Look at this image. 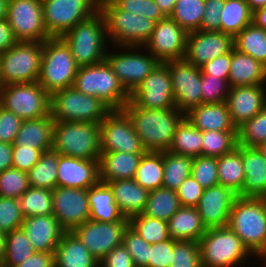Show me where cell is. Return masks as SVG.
<instances>
[{"instance_id": "cell-72", "label": "cell", "mask_w": 266, "mask_h": 267, "mask_svg": "<svg viewBox=\"0 0 266 267\" xmlns=\"http://www.w3.org/2000/svg\"><path fill=\"white\" fill-rule=\"evenodd\" d=\"M257 148L259 149L263 157L266 159V143L259 145Z\"/></svg>"}, {"instance_id": "cell-64", "label": "cell", "mask_w": 266, "mask_h": 267, "mask_svg": "<svg viewBox=\"0 0 266 267\" xmlns=\"http://www.w3.org/2000/svg\"><path fill=\"white\" fill-rule=\"evenodd\" d=\"M18 42L6 18L0 20V54Z\"/></svg>"}, {"instance_id": "cell-62", "label": "cell", "mask_w": 266, "mask_h": 267, "mask_svg": "<svg viewBox=\"0 0 266 267\" xmlns=\"http://www.w3.org/2000/svg\"><path fill=\"white\" fill-rule=\"evenodd\" d=\"M99 267H135L128 250L120 245L99 261Z\"/></svg>"}, {"instance_id": "cell-66", "label": "cell", "mask_w": 266, "mask_h": 267, "mask_svg": "<svg viewBox=\"0 0 266 267\" xmlns=\"http://www.w3.org/2000/svg\"><path fill=\"white\" fill-rule=\"evenodd\" d=\"M252 23H254L257 27L266 30V6L253 12Z\"/></svg>"}, {"instance_id": "cell-34", "label": "cell", "mask_w": 266, "mask_h": 267, "mask_svg": "<svg viewBox=\"0 0 266 267\" xmlns=\"http://www.w3.org/2000/svg\"><path fill=\"white\" fill-rule=\"evenodd\" d=\"M90 220L98 222H116L125 218L115 203L112 190L107 183L98 182L88 189Z\"/></svg>"}, {"instance_id": "cell-51", "label": "cell", "mask_w": 266, "mask_h": 267, "mask_svg": "<svg viewBox=\"0 0 266 267\" xmlns=\"http://www.w3.org/2000/svg\"><path fill=\"white\" fill-rule=\"evenodd\" d=\"M169 267H202L198 242L174 240Z\"/></svg>"}, {"instance_id": "cell-12", "label": "cell", "mask_w": 266, "mask_h": 267, "mask_svg": "<svg viewBox=\"0 0 266 267\" xmlns=\"http://www.w3.org/2000/svg\"><path fill=\"white\" fill-rule=\"evenodd\" d=\"M0 105L22 120L37 119L50 114V94L38 82L6 84Z\"/></svg>"}, {"instance_id": "cell-3", "label": "cell", "mask_w": 266, "mask_h": 267, "mask_svg": "<svg viewBox=\"0 0 266 267\" xmlns=\"http://www.w3.org/2000/svg\"><path fill=\"white\" fill-rule=\"evenodd\" d=\"M62 38L69 45L78 67L103 62L110 45L104 16L100 11L78 23Z\"/></svg>"}, {"instance_id": "cell-22", "label": "cell", "mask_w": 266, "mask_h": 267, "mask_svg": "<svg viewBox=\"0 0 266 267\" xmlns=\"http://www.w3.org/2000/svg\"><path fill=\"white\" fill-rule=\"evenodd\" d=\"M236 197V193L221 184L204 189L196 208L207 229L228 226Z\"/></svg>"}, {"instance_id": "cell-75", "label": "cell", "mask_w": 266, "mask_h": 267, "mask_svg": "<svg viewBox=\"0 0 266 267\" xmlns=\"http://www.w3.org/2000/svg\"><path fill=\"white\" fill-rule=\"evenodd\" d=\"M266 204V194L262 197Z\"/></svg>"}, {"instance_id": "cell-38", "label": "cell", "mask_w": 266, "mask_h": 267, "mask_svg": "<svg viewBox=\"0 0 266 267\" xmlns=\"http://www.w3.org/2000/svg\"><path fill=\"white\" fill-rule=\"evenodd\" d=\"M252 16L246 0H225L220 16V31L234 38L252 23Z\"/></svg>"}, {"instance_id": "cell-48", "label": "cell", "mask_w": 266, "mask_h": 267, "mask_svg": "<svg viewBox=\"0 0 266 267\" xmlns=\"http://www.w3.org/2000/svg\"><path fill=\"white\" fill-rule=\"evenodd\" d=\"M238 144L258 147L266 143V106L237 129Z\"/></svg>"}, {"instance_id": "cell-20", "label": "cell", "mask_w": 266, "mask_h": 267, "mask_svg": "<svg viewBox=\"0 0 266 267\" xmlns=\"http://www.w3.org/2000/svg\"><path fill=\"white\" fill-rule=\"evenodd\" d=\"M52 196L53 215L66 232L73 231L90 219L88 189L56 186Z\"/></svg>"}, {"instance_id": "cell-32", "label": "cell", "mask_w": 266, "mask_h": 267, "mask_svg": "<svg viewBox=\"0 0 266 267\" xmlns=\"http://www.w3.org/2000/svg\"><path fill=\"white\" fill-rule=\"evenodd\" d=\"M170 238L198 242L207 231L196 207L181 206L167 221Z\"/></svg>"}, {"instance_id": "cell-49", "label": "cell", "mask_w": 266, "mask_h": 267, "mask_svg": "<svg viewBox=\"0 0 266 267\" xmlns=\"http://www.w3.org/2000/svg\"><path fill=\"white\" fill-rule=\"evenodd\" d=\"M29 187L27 172L15 168L0 172V197L19 199Z\"/></svg>"}, {"instance_id": "cell-39", "label": "cell", "mask_w": 266, "mask_h": 267, "mask_svg": "<svg viewBox=\"0 0 266 267\" xmlns=\"http://www.w3.org/2000/svg\"><path fill=\"white\" fill-rule=\"evenodd\" d=\"M180 207L176 191L161 187L149 192L142 214L167 222Z\"/></svg>"}, {"instance_id": "cell-57", "label": "cell", "mask_w": 266, "mask_h": 267, "mask_svg": "<svg viewBox=\"0 0 266 267\" xmlns=\"http://www.w3.org/2000/svg\"><path fill=\"white\" fill-rule=\"evenodd\" d=\"M174 239L151 244L149 246V259L145 267H169L172 261Z\"/></svg>"}, {"instance_id": "cell-68", "label": "cell", "mask_w": 266, "mask_h": 267, "mask_svg": "<svg viewBox=\"0 0 266 267\" xmlns=\"http://www.w3.org/2000/svg\"><path fill=\"white\" fill-rule=\"evenodd\" d=\"M246 3L252 12L266 6V0H246Z\"/></svg>"}, {"instance_id": "cell-29", "label": "cell", "mask_w": 266, "mask_h": 267, "mask_svg": "<svg viewBox=\"0 0 266 267\" xmlns=\"http://www.w3.org/2000/svg\"><path fill=\"white\" fill-rule=\"evenodd\" d=\"M143 154L145 153L101 152L100 182L133 179Z\"/></svg>"}, {"instance_id": "cell-42", "label": "cell", "mask_w": 266, "mask_h": 267, "mask_svg": "<svg viewBox=\"0 0 266 267\" xmlns=\"http://www.w3.org/2000/svg\"><path fill=\"white\" fill-rule=\"evenodd\" d=\"M193 157L163 151V186L176 190L190 176Z\"/></svg>"}, {"instance_id": "cell-61", "label": "cell", "mask_w": 266, "mask_h": 267, "mask_svg": "<svg viewBox=\"0 0 266 267\" xmlns=\"http://www.w3.org/2000/svg\"><path fill=\"white\" fill-rule=\"evenodd\" d=\"M232 59V50L222 56H219L200 67L201 74L229 79V71Z\"/></svg>"}, {"instance_id": "cell-10", "label": "cell", "mask_w": 266, "mask_h": 267, "mask_svg": "<svg viewBox=\"0 0 266 267\" xmlns=\"http://www.w3.org/2000/svg\"><path fill=\"white\" fill-rule=\"evenodd\" d=\"M99 11L104 16L109 44L115 50L117 46H144L155 28V21L129 14L113 3Z\"/></svg>"}, {"instance_id": "cell-40", "label": "cell", "mask_w": 266, "mask_h": 267, "mask_svg": "<svg viewBox=\"0 0 266 267\" xmlns=\"http://www.w3.org/2000/svg\"><path fill=\"white\" fill-rule=\"evenodd\" d=\"M233 44L234 49L266 66V30L251 23L233 38Z\"/></svg>"}, {"instance_id": "cell-19", "label": "cell", "mask_w": 266, "mask_h": 267, "mask_svg": "<svg viewBox=\"0 0 266 267\" xmlns=\"http://www.w3.org/2000/svg\"><path fill=\"white\" fill-rule=\"evenodd\" d=\"M188 33L173 19L166 17L155 24L144 48L159 62L184 59Z\"/></svg>"}, {"instance_id": "cell-26", "label": "cell", "mask_w": 266, "mask_h": 267, "mask_svg": "<svg viewBox=\"0 0 266 267\" xmlns=\"http://www.w3.org/2000/svg\"><path fill=\"white\" fill-rule=\"evenodd\" d=\"M245 184L240 197L262 198L266 194V159L257 147L241 145Z\"/></svg>"}, {"instance_id": "cell-33", "label": "cell", "mask_w": 266, "mask_h": 267, "mask_svg": "<svg viewBox=\"0 0 266 267\" xmlns=\"http://www.w3.org/2000/svg\"><path fill=\"white\" fill-rule=\"evenodd\" d=\"M51 115L23 120L13 145L34 149H52L53 127Z\"/></svg>"}, {"instance_id": "cell-13", "label": "cell", "mask_w": 266, "mask_h": 267, "mask_svg": "<svg viewBox=\"0 0 266 267\" xmlns=\"http://www.w3.org/2000/svg\"><path fill=\"white\" fill-rule=\"evenodd\" d=\"M45 29L50 37H62L99 10L92 0H41Z\"/></svg>"}, {"instance_id": "cell-17", "label": "cell", "mask_w": 266, "mask_h": 267, "mask_svg": "<svg viewBox=\"0 0 266 267\" xmlns=\"http://www.w3.org/2000/svg\"><path fill=\"white\" fill-rule=\"evenodd\" d=\"M130 100L142 108L157 110L176 108L168 65L160 62L132 92Z\"/></svg>"}, {"instance_id": "cell-27", "label": "cell", "mask_w": 266, "mask_h": 267, "mask_svg": "<svg viewBox=\"0 0 266 267\" xmlns=\"http://www.w3.org/2000/svg\"><path fill=\"white\" fill-rule=\"evenodd\" d=\"M185 117L200 131H237L226 102L202 103L191 108Z\"/></svg>"}, {"instance_id": "cell-73", "label": "cell", "mask_w": 266, "mask_h": 267, "mask_svg": "<svg viewBox=\"0 0 266 267\" xmlns=\"http://www.w3.org/2000/svg\"><path fill=\"white\" fill-rule=\"evenodd\" d=\"M258 260H262V264L265 263V265H262L264 267H266V249L260 254V256L258 257Z\"/></svg>"}, {"instance_id": "cell-74", "label": "cell", "mask_w": 266, "mask_h": 267, "mask_svg": "<svg viewBox=\"0 0 266 267\" xmlns=\"http://www.w3.org/2000/svg\"><path fill=\"white\" fill-rule=\"evenodd\" d=\"M3 83L1 82V78H0V91H1V89L3 88Z\"/></svg>"}, {"instance_id": "cell-6", "label": "cell", "mask_w": 266, "mask_h": 267, "mask_svg": "<svg viewBox=\"0 0 266 267\" xmlns=\"http://www.w3.org/2000/svg\"><path fill=\"white\" fill-rule=\"evenodd\" d=\"M73 87L81 93L100 98L112 110H121L130 100V94L106 60L78 67Z\"/></svg>"}, {"instance_id": "cell-47", "label": "cell", "mask_w": 266, "mask_h": 267, "mask_svg": "<svg viewBox=\"0 0 266 267\" xmlns=\"http://www.w3.org/2000/svg\"><path fill=\"white\" fill-rule=\"evenodd\" d=\"M129 226L149 244L159 243L170 238L168 223L157 218L138 214L129 219Z\"/></svg>"}, {"instance_id": "cell-18", "label": "cell", "mask_w": 266, "mask_h": 267, "mask_svg": "<svg viewBox=\"0 0 266 267\" xmlns=\"http://www.w3.org/2000/svg\"><path fill=\"white\" fill-rule=\"evenodd\" d=\"M168 65L175 106L184 114L202 104L201 70L185 59L165 62Z\"/></svg>"}, {"instance_id": "cell-15", "label": "cell", "mask_w": 266, "mask_h": 267, "mask_svg": "<svg viewBox=\"0 0 266 267\" xmlns=\"http://www.w3.org/2000/svg\"><path fill=\"white\" fill-rule=\"evenodd\" d=\"M99 125L101 152H147L122 110H112Z\"/></svg>"}, {"instance_id": "cell-46", "label": "cell", "mask_w": 266, "mask_h": 267, "mask_svg": "<svg viewBox=\"0 0 266 267\" xmlns=\"http://www.w3.org/2000/svg\"><path fill=\"white\" fill-rule=\"evenodd\" d=\"M238 145L237 131H202V155L221 157Z\"/></svg>"}, {"instance_id": "cell-2", "label": "cell", "mask_w": 266, "mask_h": 267, "mask_svg": "<svg viewBox=\"0 0 266 267\" xmlns=\"http://www.w3.org/2000/svg\"><path fill=\"white\" fill-rule=\"evenodd\" d=\"M228 226L256 258L266 249V204L263 198L237 196Z\"/></svg>"}, {"instance_id": "cell-58", "label": "cell", "mask_w": 266, "mask_h": 267, "mask_svg": "<svg viewBox=\"0 0 266 267\" xmlns=\"http://www.w3.org/2000/svg\"><path fill=\"white\" fill-rule=\"evenodd\" d=\"M23 120L0 105V141L12 144Z\"/></svg>"}, {"instance_id": "cell-55", "label": "cell", "mask_w": 266, "mask_h": 267, "mask_svg": "<svg viewBox=\"0 0 266 267\" xmlns=\"http://www.w3.org/2000/svg\"><path fill=\"white\" fill-rule=\"evenodd\" d=\"M113 4L129 14L147 17L156 23L166 18L154 0H116Z\"/></svg>"}, {"instance_id": "cell-28", "label": "cell", "mask_w": 266, "mask_h": 267, "mask_svg": "<svg viewBox=\"0 0 266 267\" xmlns=\"http://www.w3.org/2000/svg\"><path fill=\"white\" fill-rule=\"evenodd\" d=\"M107 184L112 190L119 211L125 218L130 219L143 213L148 200V190L134 179L114 180Z\"/></svg>"}, {"instance_id": "cell-45", "label": "cell", "mask_w": 266, "mask_h": 267, "mask_svg": "<svg viewBox=\"0 0 266 267\" xmlns=\"http://www.w3.org/2000/svg\"><path fill=\"white\" fill-rule=\"evenodd\" d=\"M35 252L22 228L6 233L5 255L0 267H14Z\"/></svg>"}, {"instance_id": "cell-11", "label": "cell", "mask_w": 266, "mask_h": 267, "mask_svg": "<svg viewBox=\"0 0 266 267\" xmlns=\"http://www.w3.org/2000/svg\"><path fill=\"white\" fill-rule=\"evenodd\" d=\"M117 48L120 49L118 52L108 49L105 60L131 95L160 62L148 50L144 52V46H117Z\"/></svg>"}, {"instance_id": "cell-31", "label": "cell", "mask_w": 266, "mask_h": 267, "mask_svg": "<svg viewBox=\"0 0 266 267\" xmlns=\"http://www.w3.org/2000/svg\"><path fill=\"white\" fill-rule=\"evenodd\" d=\"M228 82L230 87L265 84L266 66L233 48Z\"/></svg>"}, {"instance_id": "cell-54", "label": "cell", "mask_w": 266, "mask_h": 267, "mask_svg": "<svg viewBox=\"0 0 266 267\" xmlns=\"http://www.w3.org/2000/svg\"><path fill=\"white\" fill-rule=\"evenodd\" d=\"M122 245L128 250L135 267H145L149 259V246L134 229L130 226L124 232Z\"/></svg>"}, {"instance_id": "cell-63", "label": "cell", "mask_w": 266, "mask_h": 267, "mask_svg": "<svg viewBox=\"0 0 266 267\" xmlns=\"http://www.w3.org/2000/svg\"><path fill=\"white\" fill-rule=\"evenodd\" d=\"M14 267H55L54 252L35 251L30 258Z\"/></svg>"}, {"instance_id": "cell-16", "label": "cell", "mask_w": 266, "mask_h": 267, "mask_svg": "<svg viewBox=\"0 0 266 267\" xmlns=\"http://www.w3.org/2000/svg\"><path fill=\"white\" fill-rule=\"evenodd\" d=\"M128 226L129 220L98 222L89 219L72 232L100 261L111 250L122 245L123 235Z\"/></svg>"}, {"instance_id": "cell-44", "label": "cell", "mask_w": 266, "mask_h": 267, "mask_svg": "<svg viewBox=\"0 0 266 267\" xmlns=\"http://www.w3.org/2000/svg\"><path fill=\"white\" fill-rule=\"evenodd\" d=\"M205 0H177L170 15L187 33L200 30L204 15Z\"/></svg>"}, {"instance_id": "cell-23", "label": "cell", "mask_w": 266, "mask_h": 267, "mask_svg": "<svg viewBox=\"0 0 266 267\" xmlns=\"http://www.w3.org/2000/svg\"><path fill=\"white\" fill-rule=\"evenodd\" d=\"M266 85L231 87L227 96L230 118L238 129L266 106Z\"/></svg>"}, {"instance_id": "cell-30", "label": "cell", "mask_w": 266, "mask_h": 267, "mask_svg": "<svg viewBox=\"0 0 266 267\" xmlns=\"http://www.w3.org/2000/svg\"><path fill=\"white\" fill-rule=\"evenodd\" d=\"M55 267H99L97 260L71 231L61 238L54 252Z\"/></svg>"}, {"instance_id": "cell-60", "label": "cell", "mask_w": 266, "mask_h": 267, "mask_svg": "<svg viewBox=\"0 0 266 267\" xmlns=\"http://www.w3.org/2000/svg\"><path fill=\"white\" fill-rule=\"evenodd\" d=\"M225 0H205L204 15L200 31H220L221 10Z\"/></svg>"}, {"instance_id": "cell-14", "label": "cell", "mask_w": 266, "mask_h": 267, "mask_svg": "<svg viewBox=\"0 0 266 267\" xmlns=\"http://www.w3.org/2000/svg\"><path fill=\"white\" fill-rule=\"evenodd\" d=\"M6 20L18 41L44 42L50 38L41 0H8Z\"/></svg>"}, {"instance_id": "cell-71", "label": "cell", "mask_w": 266, "mask_h": 267, "mask_svg": "<svg viewBox=\"0 0 266 267\" xmlns=\"http://www.w3.org/2000/svg\"><path fill=\"white\" fill-rule=\"evenodd\" d=\"M8 0H0V20L6 18Z\"/></svg>"}, {"instance_id": "cell-1", "label": "cell", "mask_w": 266, "mask_h": 267, "mask_svg": "<svg viewBox=\"0 0 266 267\" xmlns=\"http://www.w3.org/2000/svg\"><path fill=\"white\" fill-rule=\"evenodd\" d=\"M147 151H168L177 125L185 114L177 108L163 110L136 106L131 100L121 109Z\"/></svg>"}, {"instance_id": "cell-52", "label": "cell", "mask_w": 266, "mask_h": 267, "mask_svg": "<svg viewBox=\"0 0 266 267\" xmlns=\"http://www.w3.org/2000/svg\"><path fill=\"white\" fill-rule=\"evenodd\" d=\"M230 88L228 79L201 74L202 103L226 102Z\"/></svg>"}, {"instance_id": "cell-24", "label": "cell", "mask_w": 266, "mask_h": 267, "mask_svg": "<svg viewBox=\"0 0 266 267\" xmlns=\"http://www.w3.org/2000/svg\"><path fill=\"white\" fill-rule=\"evenodd\" d=\"M99 181V160H85L59 154L58 187L89 189Z\"/></svg>"}, {"instance_id": "cell-8", "label": "cell", "mask_w": 266, "mask_h": 267, "mask_svg": "<svg viewBox=\"0 0 266 267\" xmlns=\"http://www.w3.org/2000/svg\"><path fill=\"white\" fill-rule=\"evenodd\" d=\"M77 70L71 49L62 37H50L43 42L38 83L50 95L72 87Z\"/></svg>"}, {"instance_id": "cell-69", "label": "cell", "mask_w": 266, "mask_h": 267, "mask_svg": "<svg viewBox=\"0 0 266 267\" xmlns=\"http://www.w3.org/2000/svg\"><path fill=\"white\" fill-rule=\"evenodd\" d=\"M6 233L0 231V266L5 255Z\"/></svg>"}, {"instance_id": "cell-37", "label": "cell", "mask_w": 266, "mask_h": 267, "mask_svg": "<svg viewBox=\"0 0 266 267\" xmlns=\"http://www.w3.org/2000/svg\"><path fill=\"white\" fill-rule=\"evenodd\" d=\"M163 178V152L147 151L142 155L133 179L150 192L163 186Z\"/></svg>"}, {"instance_id": "cell-43", "label": "cell", "mask_w": 266, "mask_h": 267, "mask_svg": "<svg viewBox=\"0 0 266 267\" xmlns=\"http://www.w3.org/2000/svg\"><path fill=\"white\" fill-rule=\"evenodd\" d=\"M18 200L25 218L53 215V196L50 189L29 187Z\"/></svg>"}, {"instance_id": "cell-41", "label": "cell", "mask_w": 266, "mask_h": 267, "mask_svg": "<svg viewBox=\"0 0 266 267\" xmlns=\"http://www.w3.org/2000/svg\"><path fill=\"white\" fill-rule=\"evenodd\" d=\"M58 162V152H43L40 160L27 173L30 187L53 190L57 186Z\"/></svg>"}, {"instance_id": "cell-25", "label": "cell", "mask_w": 266, "mask_h": 267, "mask_svg": "<svg viewBox=\"0 0 266 267\" xmlns=\"http://www.w3.org/2000/svg\"><path fill=\"white\" fill-rule=\"evenodd\" d=\"M35 251L55 252L66 230L54 215L24 218L21 226Z\"/></svg>"}, {"instance_id": "cell-50", "label": "cell", "mask_w": 266, "mask_h": 267, "mask_svg": "<svg viewBox=\"0 0 266 267\" xmlns=\"http://www.w3.org/2000/svg\"><path fill=\"white\" fill-rule=\"evenodd\" d=\"M190 175L204 189L219 184L217 158L203 155L193 158Z\"/></svg>"}, {"instance_id": "cell-9", "label": "cell", "mask_w": 266, "mask_h": 267, "mask_svg": "<svg viewBox=\"0 0 266 267\" xmlns=\"http://www.w3.org/2000/svg\"><path fill=\"white\" fill-rule=\"evenodd\" d=\"M43 42L18 41L0 54V78L3 85L38 82Z\"/></svg>"}, {"instance_id": "cell-4", "label": "cell", "mask_w": 266, "mask_h": 267, "mask_svg": "<svg viewBox=\"0 0 266 267\" xmlns=\"http://www.w3.org/2000/svg\"><path fill=\"white\" fill-rule=\"evenodd\" d=\"M52 150L62 156L99 160L100 125L91 122H55Z\"/></svg>"}, {"instance_id": "cell-53", "label": "cell", "mask_w": 266, "mask_h": 267, "mask_svg": "<svg viewBox=\"0 0 266 267\" xmlns=\"http://www.w3.org/2000/svg\"><path fill=\"white\" fill-rule=\"evenodd\" d=\"M24 218L18 199L0 197V231L9 233L21 228Z\"/></svg>"}, {"instance_id": "cell-70", "label": "cell", "mask_w": 266, "mask_h": 267, "mask_svg": "<svg viewBox=\"0 0 266 267\" xmlns=\"http://www.w3.org/2000/svg\"><path fill=\"white\" fill-rule=\"evenodd\" d=\"M94 3V6L98 9L101 10L104 6L114 3L116 0H92Z\"/></svg>"}, {"instance_id": "cell-7", "label": "cell", "mask_w": 266, "mask_h": 267, "mask_svg": "<svg viewBox=\"0 0 266 267\" xmlns=\"http://www.w3.org/2000/svg\"><path fill=\"white\" fill-rule=\"evenodd\" d=\"M111 111L100 98L81 93L73 86L50 95V115L55 122L99 124Z\"/></svg>"}, {"instance_id": "cell-5", "label": "cell", "mask_w": 266, "mask_h": 267, "mask_svg": "<svg viewBox=\"0 0 266 267\" xmlns=\"http://www.w3.org/2000/svg\"><path fill=\"white\" fill-rule=\"evenodd\" d=\"M198 244L202 267H241L253 257L229 226L208 228Z\"/></svg>"}, {"instance_id": "cell-59", "label": "cell", "mask_w": 266, "mask_h": 267, "mask_svg": "<svg viewBox=\"0 0 266 267\" xmlns=\"http://www.w3.org/2000/svg\"><path fill=\"white\" fill-rule=\"evenodd\" d=\"M175 191L181 206L196 207L204 188L190 175Z\"/></svg>"}, {"instance_id": "cell-67", "label": "cell", "mask_w": 266, "mask_h": 267, "mask_svg": "<svg viewBox=\"0 0 266 267\" xmlns=\"http://www.w3.org/2000/svg\"><path fill=\"white\" fill-rule=\"evenodd\" d=\"M166 17L172 14L177 0H154Z\"/></svg>"}, {"instance_id": "cell-21", "label": "cell", "mask_w": 266, "mask_h": 267, "mask_svg": "<svg viewBox=\"0 0 266 267\" xmlns=\"http://www.w3.org/2000/svg\"><path fill=\"white\" fill-rule=\"evenodd\" d=\"M234 48L233 37L221 31H194L188 33L184 59L201 67Z\"/></svg>"}, {"instance_id": "cell-36", "label": "cell", "mask_w": 266, "mask_h": 267, "mask_svg": "<svg viewBox=\"0 0 266 267\" xmlns=\"http://www.w3.org/2000/svg\"><path fill=\"white\" fill-rule=\"evenodd\" d=\"M169 152L193 158L202 155V131L184 117L177 125Z\"/></svg>"}, {"instance_id": "cell-56", "label": "cell", "mask_w": 266, "mask_h": 267, "mask_svg": "<svg viewBox=\"0 0 266 267\" xmlns=\"http://www.w3.org/2000/svg\"><path fill=\"white\" fill-rule=\"evenodd\" d=\"M52 149H34L24 146L13 145L12 168L23 172H29L30 169L40 160L43 152Z\"/></svg>"}, {"instance_id": "cell-65", "label": "cell", "mask_w": 266, "mask_h": 267, "mask_svg": "<svg viewBox=\"0 0 266 267\" xmlns=\"http://www.w3.org/2000/svg\"><path fill=\"white\" fill-rule=\"evenodd\" d=\"M13 145L0 141V172L12 168Z\"/></svg>"}, {"instance_id": "cell-35", "label": "cell", "mask_w": 266, "mask_h": 267, "mask_svg": "<svg viewBox=\"0 0 266 267\" xmlns=\"http://www.w3.org/2000/svg\"><path fill=\"white\" fill-rule=\"evenodd\" d=\"M219 184L230 188L237 195L245 184V174L242 164L241 145L217 158Z\"/></svg>"}]
</instances>
